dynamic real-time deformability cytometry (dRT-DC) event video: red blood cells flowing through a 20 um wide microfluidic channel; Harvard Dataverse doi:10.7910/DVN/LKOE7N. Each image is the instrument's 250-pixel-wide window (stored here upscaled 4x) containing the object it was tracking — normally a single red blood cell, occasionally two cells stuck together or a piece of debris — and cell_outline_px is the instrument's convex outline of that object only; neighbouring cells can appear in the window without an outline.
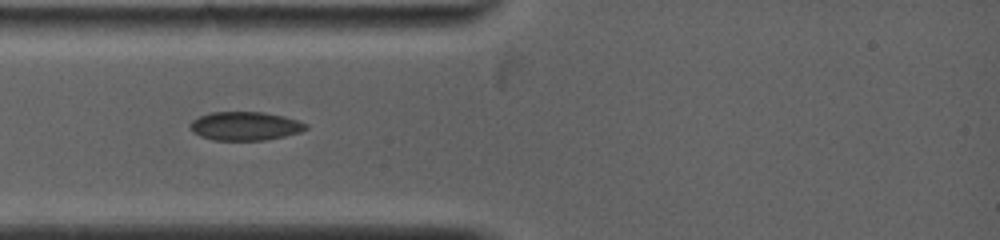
{"species": "common noctule bat (a hibernating species)", "species_latin": "Nyctalus noctula", "temperature_condition": "warm", "stored_images_in_passage": 2, "camera_frame_rate_fps": 5000, "um_per_image_px": 0.085, "animal": {"sex": "female", "body_mass_g": 19.0, "forearm_length_mm": 53.3}, "frame": {"image": 1, "passage_image": 1, "time_ms": 0.0, "image_size_px": [1000, 240], "cell_outline_px": [[308, 128], [300, 132], [284, 136], [264, 140], [212, 140], [200, 136], [192, 132], [188, 128], [192, 120], [200, 116], [212, 112], [264, 112], [284, 116], [308, 124]], "centroid_in_image_um": [20.81, 10.71], "position_along_channel_um": 64.2, "area_um2": 19.36}}
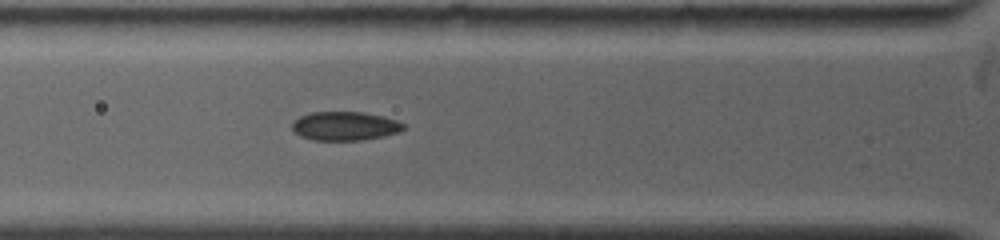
{"frame": {"image": 2, "passage_image": 2, "time_ms": 0.8, "image_size_px": [1000, 240], "cell_outline_px": [[404, 128], [400, 132], [384, 136], [360, 140], [312, 140], [300, 136], [292, 132], [292, 124], [300, 116], [312, 112], [360, 112], [380, 116], [396, 120], [404, 124]], "centroid_in_image_um": [29.29, 10.72], "position_along_channel_um": 96.5, "area_um2": 18.61}}